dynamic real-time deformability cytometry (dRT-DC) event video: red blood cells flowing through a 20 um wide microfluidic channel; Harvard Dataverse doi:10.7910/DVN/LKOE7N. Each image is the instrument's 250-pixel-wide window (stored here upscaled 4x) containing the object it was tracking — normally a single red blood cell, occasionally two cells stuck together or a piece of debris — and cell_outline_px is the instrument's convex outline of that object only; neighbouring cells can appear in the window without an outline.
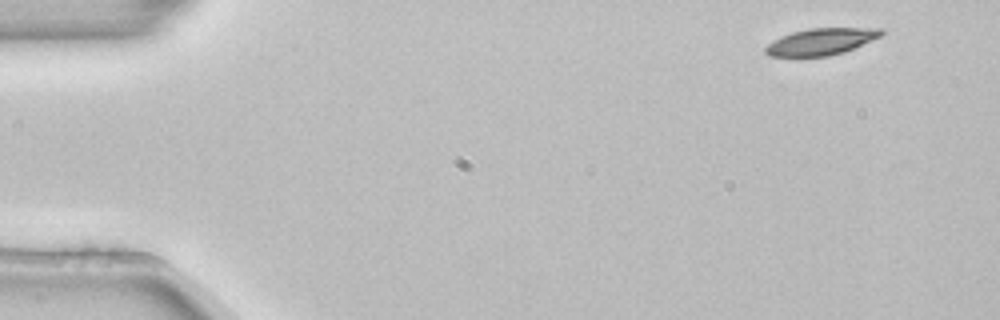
{"species": "common noctule bat (a hibernating species)", "species_latin": "Nyctalus noctula", "temperature_condition": "room temperature", "stored_images_in_passage": 4, "camera_frame_rate_fps": 3000, "um_per_image_px": 0.085, "animal": {"sex": "female", "body_mass_g": 22.7, "forearm_length_mm": 54.2}, "frame": {"image": 1, "passage_image": 1, "time_ms": 0.0, "image_size_px": [1000, 320], "cell_outline_px": [[884, 32], [880, 36], [872, 40], [844, 52], [828, 56], [768, 56], [764, 52], [764, 48], [768, 44], [780, 36], [792, 32], [808, 28], [880, 28]], "centroid_in_image_um": [69.76, 3.53], "position_along_channel_um": 15.2, "area_um2": 17.92}}
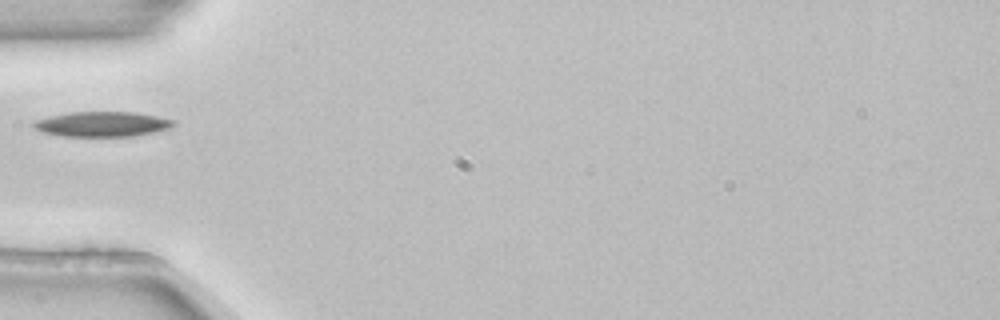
{"frame": {"image": 2, "passage_image": 4, "time_ms": 1.0, "image_size_px": [1000, 320], "cell_outline_px": [[176, 124], [172, 128], [156, 132], [136, 136], [60, 136], [44, 132], [32, 128], [32, 124], [36, 120], [68, 112], [136, 112], [156, 116], [172, 120]], "centroid_in_image_um": [8.71, 10.55], "position_along_channel_um": 76.3, "area_um2": 20.46}}